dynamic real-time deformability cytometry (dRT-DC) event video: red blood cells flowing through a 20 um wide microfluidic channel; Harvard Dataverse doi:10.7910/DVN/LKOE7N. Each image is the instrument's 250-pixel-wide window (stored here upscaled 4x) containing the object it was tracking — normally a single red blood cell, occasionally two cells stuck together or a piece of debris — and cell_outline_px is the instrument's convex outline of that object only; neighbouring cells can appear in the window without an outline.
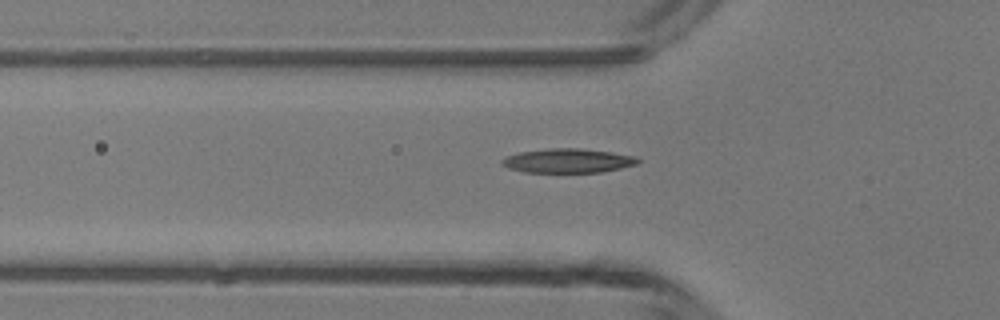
{"species": "common noctule bat (a hibernating species)", "species_latin": "Nyctalus noctula", "temperature_condition": "room temperature", "stored_images_in_passage": 35, "segment_of_instrument_passage": [1, 2], "camera_frame_rate_fps": 3000, "um_per_image_px": 0.085, "animal": {"sex": "male", "body_mass_g": 13.3}, "frame": {"image": 1, "passage_image": 3, "time_ms": 0.667, "image_size_px": [1000, 320], "cell_outline_px": [[640, 160], [636, 164], [620, 168], [600, 172], [524, 172], [508, 168], [500, 164], [500, 160], [504, 156], [520, 152], [548, 148], [580, 148], [612, 152], [636, 156]], "centroid_in_image_um": [48.22, 13.65], "position_along_channel_um": 77.6, "area_um2": 19.25}}
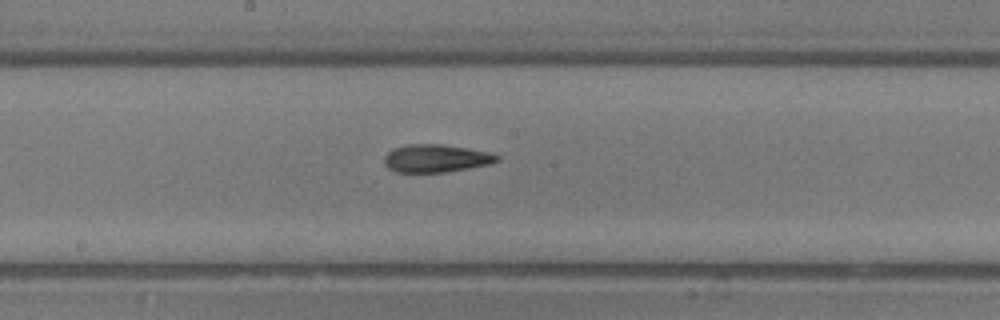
{"frame": {"image": 2, "passage_image": 12, "time_ms": 3.667, "image_size_px": [1000, 320], "cell_outline_px": [[500, 160], [492, 164], [444, 172], [396, 172], [388, 168], [384, 164], [384, 156], [392, 148], [408, 144], [440, 144], [468, 148], [492, 152], [500, 156]], "centroid_in_image_um": [37.08, 13.45], "position_along_channel_um": 211.1, "area_um2": 18.5}}
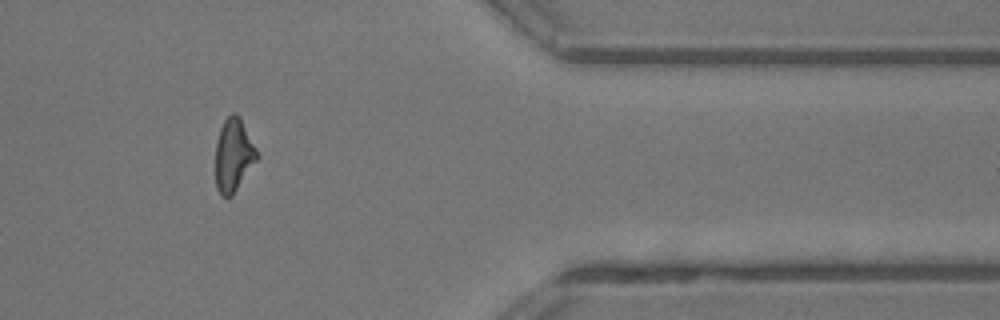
{"frame": {"image": 3, "passage_image": 26, "time_ms": 8.333, "image_size_px": [1000, 320], "cell_outline_px": [[260, 156], [232, 196], [220, 196], [216, 188], [216, 140], [220, 128], [224, 120], [232, 112], [236, 112], [240, 116]], "centroid_in_image_um": [19.85, 13.17], "position_along_channel_um": 391.5, "area_um2": 17.8}}